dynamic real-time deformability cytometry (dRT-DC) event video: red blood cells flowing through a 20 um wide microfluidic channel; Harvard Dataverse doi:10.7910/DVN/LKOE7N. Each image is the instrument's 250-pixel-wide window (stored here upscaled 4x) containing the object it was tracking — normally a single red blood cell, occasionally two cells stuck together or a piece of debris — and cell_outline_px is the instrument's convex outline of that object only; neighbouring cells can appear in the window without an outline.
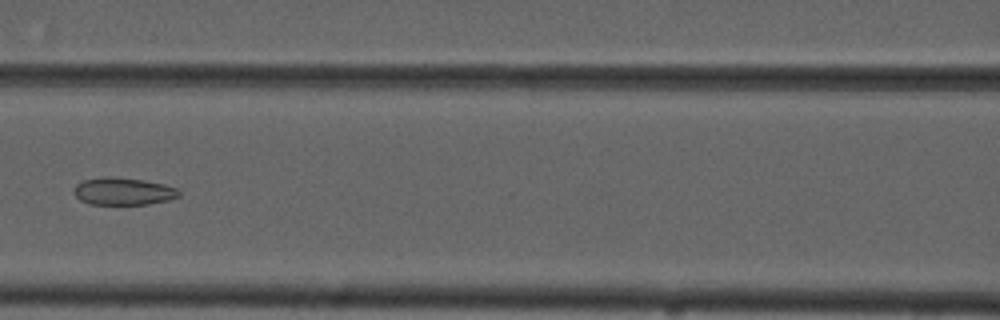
{"species": "common noctule bat (a hibernating species)", "species_latin": "Nyctalus noctula", "temperature_condition": "cold", "stored_images_in_passage": 10, "camera_frame_rate_fps": 3000, "um_per_image_px": 0.085, "animal": {"sex": "male", "forearm_length_mm": 52.5}, "frame": {"image": 1, "passage_image": 7, "time_ms": 8.0, "image_size_px": [1000, 320], "cell_outline_px": [[180, 196], [168, 200], [148, 204], [92, 204], [80, 200], [72, 192], [76, 184], [84, 180], [104, 176], [108, 176], [140, 180], [164, 184], [176, 188], [180, 192]], "centroid_in_image_um": [10.45, 16.26], "position_along_channel_um": 156.1, "area_um2": 16.65}}
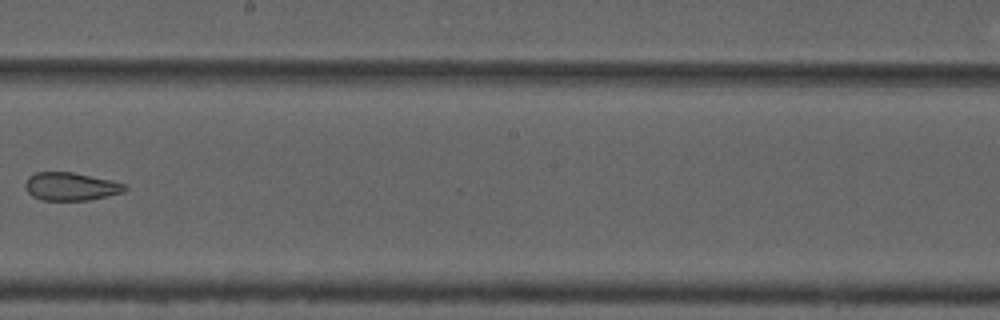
{"frame": {"image": 2, "passage_image": 9, "time_ms": 10.333, "image_size_px": [1000, 320], "cell_outline_px": [[128, 188], [124, 192], [88, 200], [40, 200], [32, 196], [28, 192], [24, 184], [28, 176], [36, 172], [72, 172], [112, 180], [124, 184]], "centroid_in_image_um": [6.0, 15.85], "position_along_channel_um": 242.2, "area_um2": 16.3}}
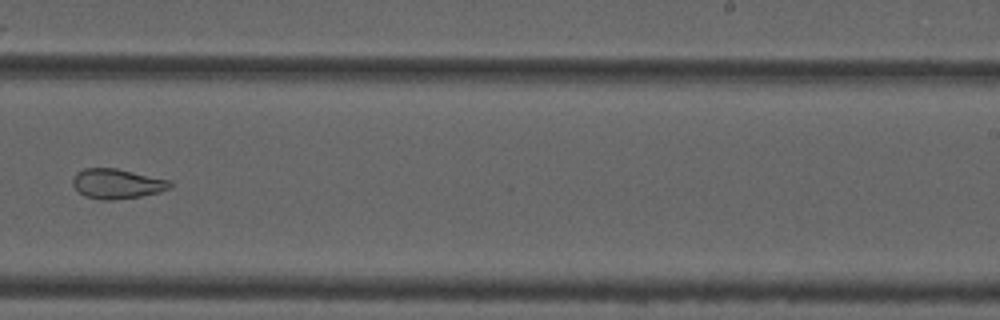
{"frame": {"image": 3, "passage_image": 10, "time_ms": 11.333, "image_size_px": [1000, 320], "cell_outline_px": [[172, 188], [160, 192], [140, 196], [112, 200], [100, 200], [84, 196], [72, 184], [72, 180], [76, 172], [84, 168], [116, 168], [168, 180], [172, 184]], "centroid_in_image_um": [9.92, 15.62], "position_along_channel_um": 279.1, "area_um2": 16.88}}